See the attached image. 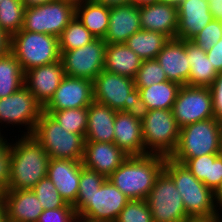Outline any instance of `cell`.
I'll return each instance as SVG.
<instances>
[{"instance_id":"32","label":"cell","mask_w":222,"mask_h":222,"mask_svg":"<svg viewBox=\"0 0 222 222\" xmlns=\"http://www.w3.org/2000/svg\"><path fill=\"white\" fill-rule=\"evenodd\" d=\"M25 73L16 57L9 52L0 58V99L24 86Z\"/></svg>"},{"instance_id":"40","label":"cell","mask_w":222,"mask_h":222,"mask_svg":"<svg viewBox=\"0 0 222 222\" xmlns=\"http://www.w3.org/2000/svg\"><path fill=\"white\" fill-rule=\"evenodd\" d=\"M0 133V191L8 189L10 181L11 137Z\"/></svg>"},{"instance_id":"11","label":"cell","mask_w":222,"mask_h":222,"mask_svg":"<svg viewBox=\"0 0 222 222\" xmlns=\"http://www.w3.org/2000/svg\"><path fill=\"white\" fill-rule=\"evenodd\" d=\"M75 15L76 6L62 0L27 7L21 30L50 34L58 38Z\"/></svg>"},{"instance_id":"50","label":"cell","mask_w":222,"mask_h":222,"mask_svg":"<svg viewBox=\"0 0 222 222\" xmlns=\"http://www.w3.org/2000/svg\"><path fill=\"white\" fill-rule=\"evenodd\" d=\"M21 1L24 4L25 8H27V7L47 4V3L52 2L54 0H21Z\"/></svg>"},{"instance_id":"16","label":"cell","mask_w":222,"mask_h":222,"mask_svg":"<svg viewBox=\"0 0 222 222\" xmlns=\"http://www.w3.org/2000/svg\"><path fill=\"white\" fill-rule=\"evenodd\" d=\"M65 76L63 63L59 60L26 71L24 85L44 107L53 97Z\"/></svg>"},{"instance_id":"3","label":"cell","mask_w":222,"mask_h":222,"mask_svg":"<svg viewBox=\"0 0 222 222\" xmlns=\"http://www.w3.org/2000/svg\"><path fill=\"white\" fill-rule=\"evenodd\" d=\"M165 156H128L108 179L130 200H146L164 170Z\"/></svg>"},{"instance_id":"36","label":"cell","mask_w":222,"mask_h":222,"mask_svg":"<svg viewBox=\"0 0 222 222\" xmlns=\"http://www.w3.org/2000/svg\"><path fill=\"white\" fill-rule=\"evenodd\" d=\"M32 190L36 194L44 210L58 209L67 205L48 177L41 179Z\"/></svg>"},{"instance_id":"49","label":"cell","mask_w":222,"mask_h":222,"mask_svg":"<svg viewBox=\"0 0 222 222\" xmlns=\"http://www.w3.org/2000/svg\"><path fill=\"white\" fill-rule=\"evenodd\" d=\"M214 199L219 211L222 213V182L214 191Z\"/></svg>"},{"instance_id":"26","label":"cell","mask_w":222,"mask_h":222,"mask_svg":"<svg viewBox=\"0 0 222 222\" xmlns=\"http://www.w3.org/2000/svg\"><path fill=\"white\" fill-rule=\"evenodd\" d=\"M171 159L184 164L198 180L213 191H215L222 182V156L220 154Z\"/></svg>"},{"instance_id":"22","label":"cell","mask_w":222,"mask_h":222,"mask_svg":"<svg viewBox=\"0 0 222 222\" xmlns=\"http://www.w3.org/2000/svg\"><path fill=\"white\" fill-rule=\"evenodd\" d=\"M156 60L161 65L169 81L188 85L190 65L187 59L185 40L169 39L158 53Z\"/></svg>"},{"instance_id":"53","label":"cell","mask_w":222,"mask_h":222,"mask_svg":"<svg viewBox=\"0 0 222 222\" xmlns=\"http://www.w3.org/2000/svg\"><path fill=\"white\" fill-rule=\"evenodd\" d=\"M183 0H160L162 3L171 4L174 6H178Z\"/></svg>"},{"instance_id":"5","label":"cell","mask_w":222,"mask_h":222,"mask_svg":"<svg viewBox=\"0 0 222 222\" xmlns=\"http://www.w3.org/2000/svg\"><path fill=\"white\" fill-rule=\"evenodd\" d=\"M129 201L107 178L92 195H78L73 207L79 222H116Z\"/></svg>"},{"instance_id":"7","label":"cell","mask_w":222,"mask_h":222,"mask_svg":"<svg viewBox=\"0 0 222 222\" xmlns=\"http://www.w3.org/2000/svg\"><path fill=\"white\" fill-rule=\"evenodd\" d=\"M222 135L221 120L209 118L180 128L175 151L169 158H194L220 154Z\"/></svg>"},{"instance_id":"56","label":"cell","mask_w":222,"mask_h":222,"mask_svg":"<svg viewBox=\"0 0 222 222\" xmlns=\"http://www.w3.org/2000/svg\"><path fill=\"white\" fill-rule=\"evenodd\" d=\"M220 155L222 156V135H221V144H220Z\"/></svg>"},{"instance_id":"24","label":"cell","mask_w":222,"mask_h":222,"mask_svg":"<svg viewBox=\"0 0 222 222\" xmlns=\"http://www.w3.org/2000/svg\"><path fill=\"white\" fill-rule=\"evenodd\" d=\"M140 23L143 30L155 31L174 39L178 27L177 6L162 2L140 5Z\"/></svg>"},{"instance_id":"1","label":"cell","mask_w":222,"mask_h":222,"mask_svg":"<svg viewBox=\"0 0 222 222\" xmlns=\"http://www.w3.org/2000/svg\"><path fill=\"white\" fill-rule=\"evenodd\" d=\"M17 136L11 139L10 181L6 190H32L47 177L50 157L32 135Z\"/></svg>"},{"instance_id":"38","label":"cell","mask_w":222,"mask_h":222,"mask_svg":"<svg viewBox=\"0 0 222 222\" xmlns=\"http://www.w3.org/2000/svg\"><path fill=\"white\" fill-rule=\"evenodd\" d=\"M116 222H153L146 200H130L121 210Z\"/></svg>"},{"instance_id":"30","label":"cell","mask_w":222,"mask_h":222,"mask_svg":"<svg viewBox=\"0 0 222 222\" xmlns=\"http://www.w3.org/2000/svg\"><path fill=\"white\" fill-rule=\"evenodd\" d=\"M136 88L149 110L172 109L181 85L167 80L149 87Z\"/></svg>"},{"instance_id":"27","label":"cell","mask_w":222,"mask_h":222,"mask_svg":"<svg viewBox=\"0 0 222 222\" xmlns=\"http://www.w3.org/2000/svg\"><path fill=\"white\" fill-rule=\"evenodd\" d=\"M142 61L125 43H106L104 70L107 72L134 79Z\"/></svg>"},{"instance_id":"47","label":"cell","mask_w":222,"mask_h":222,"mask_svg":"<svg viewBox=\"0 0 222 222\" xmlns=\"http://www.w3.org/2000/svg\"><path fill=\"white\" fill-rule=\"evenodd\" d=\"M213 19L222 22V0H208Z\"/></svg>"},{"instance_id":"46","label":"cell","mask_w":222,"mask_h":222,"mask_svg":"<svg viewBox=\"0 0 222 222\" xmlns=\"http://www.w3.org/2000/svg\"><path fill=\"white\" fill-rule=\"evenodd\" d=\"M11 49V35L0 27V58L7 55Z\"/></svg>"},{"instance_id":"37","label":"cell","mask_w":222,"mask_h":222,"mask_svg":"<svg viewBox=\"0 0 222 222\" xmlns=\"http://www.w3.org/2000/svg\"><path fill=\"white\" fill-rule=\"evenodd\" d=\"M164 70L156 59L143 60L134 78L136 87H149L167 81Z\"/></svg>"},{"instance_id":"20","label":"cell","mask_w":222,"mask_h":222,"mask_svg":"<svg viewBox=\"0 0 222 222\" xmlns=\"http://www.w3.org/2000/svg\"><path fill=\"white\" fill-rule=\"evenodd\" d=\"M108 30L104 41L108 44L125 43L141 30L140 5L127 4L110 8Z\"/></svg>"},{"instance_id":"54","label":"cell","mask_w":222,"mask_h":222,"mask_svg":"<svg viewBox=\"0 0 222 222\" xmlns=\"http://www.w3.org/2000/svg\"><path fill=\"white\" fill-rule=\"evenodd\" d=\"M62 1L72 3L73 5L76 6V5L82 4V3L89 1V0H62Z\"/></svg>"},{"instance_id":"19","label":"cell","mask_w":222,"mask_h":222,"mask_svg":"<svg viewBox=\"0 0 222 222\" xmlns=\"http://www.w3.org/2000/svg\"><path fill=\"white\" fill-rule=\"evenodd\" d=\"M1 201L9 222H37L44 211L33 190H4Z\"/></svg>"},{"instance_id":"10","label":"cell","mask_w":222,"mask_h":222,"mask_svg":"<svg viewBox=\"0 0 222 222\" xmlns=\"http://www.w3.org/2000/svg\"><path fill=\"white\" fill-rule=\"evenodd\" d=\"M153 222H194L187 214L173 179L163 170L146 198Z\"/></svg>"},{"instance_id":"52","label":"cell","mask_w":222,"mask_h":222,"mask_svg":"<svg viewBox=\"0 0 222 222\" xmlns=\"http://www.w3.org/2000/svg\"><path fill=\"white\" fill-rule=\"evenodd\" d=\"M0 222H9L6 215L4 203L1 200H0Z\"/></svg>"},{"instance_id":"25","label":"cell","mask_w":222,"mask_h":222,"mask_svg":"<svg viewBox=\"0 0 222 222\" xmlns=\"http://www.w3.org/2000/svg\"><path fill=\"white\" fill-rule=\"evenodd\" d=\"M116 110L93 101L87 107L88 119L85 141L114 143Z\"/></svg>"},{"instance_id":"45","label":"cell","mask_w":222,"mask_h":222,"mask_svg":"<svg viewBox=\"0 0 222 222\" xmlns=\"http://www.w3.org/2000/svg\"><path fill=\"white\" fill-rule=\"evenodd\" d=\"M206 55L217 72L222 71V38L214 45Z\"/></svg>"},{"instance_id":"6","label":"cell","mask_w":222,"mask_h":222,"mask_svg":"<svg viewBox=\"0 0 222 222\" xmlns=\"http://www.w3.org/2000/svg\"><path fill=\"white\" fill-rule=\"evenodd\" d=\"M10 52L18 60L23 72L57 62L60 60L58 38L43 34L20 30L11 36Z\"/></svg>"},{"instance_id":"28","label":"cell","mask_w":222,"mask_h":222,"mask_svg":"<svg viewBox=\"0 0 222 222\" xmlns=\"http://www.w3.org/2000/svg\"><path fill=\"white\" fill-rule=\"evenodd\" d=\"M185 48L190 65L188 85L210 87L218 72L208 59L206 52L191 40H185Z\"/></svg>"},{"instance_id":"23","label":"cell","mask_w":222,"mask_h":222,"mask_svg":"<svg viewBox=\"0 0 222 222\" xmlns=\"http://www.w3.org/2000/svg\"><path fill=\"white\" fill-rule=\"evenodd\" d=\"M114 143L128 156L145 155L142 121L117 111L114 120Z\"/></svg>"},{"instance_id":"9","label":"cell","mask_w":222,"mask_h":222,"mask_svg":"<svg viewBox=\"0 0 222 222\" xmlns=\"http://www.w3.org/2000/svg\"><path fill=\"white\" fill-rule=\"evenodd\" d=\"M180 134L172 109L149 110L142 120V137L145 155L170 157L175 151Z\"/></svg>"},{"instance_id":"31","label":"cell","mask_w":222,"mask_h":222,"mask_svg":"<svg viewBox=\"0 0 222 222\" xmlns=\"http://www.w3.org/2000/svg\"><path fill=\"white\" fill-rule=\"evenodd\" d=\"M169 38L161 33L149 30H139L130 36L125 44L142 60L156 59Z\"/></svg>"},{"instance_id":"35","label":"cell","mask_w":222,"mask_h":222,"mask_svg":"<svg viewBox=\"0 0 222 222\" xmlns=\"http://www.w3.org/2000/svg\"><path fill=\"white\" fill-rule=\"evenodd\" d=\"M68 132L81 134L85 138L87 128V107L52 111L49 114Z\"/></svg>"},{"instance_id":"43","label":"cell","mask_w":222,"mask_h":222,"mask_svg":"<svg viewBox=\"0 0 222 222\" xmlns=\"http://www.w3.org/2000/svg\"><path fill=\"white\" fill-rule=\"evenodd\" d=\"M212 96L213 113L216 119L222 120V71L209 87Z\"/></svg>"},{"instance_id":"14","label":"cell","mask_w":222,"mask_h":222,"mask_svg":"<svg viewBox=\"0 0 222 222\" xmlns=\"http://www.w3.org/2000/svg\"><path fill=\"white\" fill-rule=\"evenodd\" d=\"M134 79L102 70L93 80V100L126 112L133 102Z\"/></svg>"},{"instance_id":"55","label":"cell","mask_w":222,"mask_h":222,"mask_svg":"<svg viewBox=\"0 0 222 222\" xmlns=\"http://www.w3.org/2000/svg\"><path fill=\"white\" fill-rule=\"evenodd\" d=\"M210 222H222V216L218 219H215V220H211Z\"/></svg>"},{"instance_id":"44","label":"cell","mask_w":222,"mask_h":222,"mask_svg":"<svg viewBox=\"0 0 222 222\" xmlns=\"http://www.w3.org/2000/svg\"><path fill=\"white\" fill-rule=\"evenodd\" d=\"M148 112L149 109L146 103L140 97L138 89L135 88L133 90V102L131 103V107L126 111V113L142 121L146 117Z\"/></svg>"},{"instance_id":"33","label":"cell","mask_w":222,"mask_h":222,"mask_svg":"<svg viewBox=\"0 0 222 222\" xmlns=\"http://www.w3.org/2000/svg\"><path fill=\"white\" fill-rule=\"evenodd\" d=\"M94 39L95 37L75 15L58 37L59 50L60 52H65L83 47Z\"/></svg>"},{"instance_id":"12","label":"cell","mask_w":222,"mask_h":222,"mask_svg":"<svg viewBox=\"0 0 222 222\" xmlns=\"http://www.w3.org/2000/svg\"><path fill=\"white\" fill-rule=\"evenodd\" d=\"M105 51L104 39L95 38L83 47L60 52L65 75L93 81L104 70Z\"/></svg>"},{"instance_id":"42","label":"cell","mask_w":222,"mask_h":222,"mask_svg":"<svg viewBox=\"0 0 222 222\" xmlns=\"http://www.w3.org/2000/svg\"><path fill=\"white\" fill-rule=\"evenodd\" d=\"M37 222H79L74 207L70 204L58 209H45Z\"/></svg>"},{"instance_id":"39","label":"cell","mask_w":222,"mask_h":222,"mask_svg":"<svg viewBox=\"0 0 222 222\" xmlns=\"http://www.w3.org/2000/svg\"><path fill=\"white\" fill-rule=\"evenodd\" d=\"M222 38V22L212 19L191 41L205 52L209 51Z\"/></svg>"},{"instance_id":"17","label":"cell","mask_w":222,"mask_h":222,"mask_svg":"<svg viewBox=\"0 0 222 222\" xmlns=\"http://www.w3.org/2000/svg\"><path fill=\"white\" fill-rule=\"evenodd\" d=\"M82 161L50 158L47 177L67 204L74 205L78 196Z\"/></svg>"},{"instance_id":"41","label":"cell","mask_w":222,"mask_h":222,"mask_svg":"<svg viewBox=\"0 0 222 222\" xmlns=\"http://www.w3.org/2000/svg\"><path fill=\"white\" fill-rule=\"evenodd\" d=\"M106 179L104 175L82 165L78 195H92L99 190Z\"/></svg>"},{"instance_id":"29","label":"cell","mask_w":222,"mask_h":222,"mask_svg":"<svg viewBox=\"0 0 222 222\" xmlns=\"http://www.w3.org/2000/svg\"><path fill=\"white\" fill-rule=\"evenodd\" d=\"M109 15L110 8L102 4L86 1L76 5V16L95 38H105Z\"/></svg>"},{"instance_id":"34","label":"cell","mask_w":222,"mask_h":222,"mask_svg":"<svg viewBox=\"0 0 222 222\" xmlns=\"http://www.w3.org/2000/svg\"><path fill=\"white\" fill-rule=\"evenodd\" d=\"M25 6L21 0L0 2V27L9 35L18 33L23 26Z\"/></svg>"},{"instance_id":"2","label":"cell","mask_w":222,"mask_h":222,"mask_svg":"<svg viewBox=\"0 0 222 222\" xmlns=\"http://www.w3.org/2000/svg\"><path fill=\"white\" fill-rule=\"evenodd\" d=\"M164 171L173 179L186 214L194 222H207L222 216L215 203L214 191L198 180L184 164L166 157Z\"/></svg>"},{"instance_id":"48","label":"cell","mask_w":222,"mask_h":222,"mask_svg":"<svg viewBox=\"0 0 222 222\" xmlns=\"http://www.w3.org/2000/svg\"><path fill=\"white\" fill-rule=\"evenodd\" d=\"M98 4L107 6L108 8L116 7L119 5L132 4L133 0H89Z\"/></svg>"},{"instance_id":"8","label":"cell","mask_w":222,"mask_h":222,"mask_svg":"<svg viewBox=\"0 0 222 222\" xmlns=\"http://www.w3.org/2000/svg\"><path fill=\"white\" fill-rule=\"evenodd\" d=\"M42 112L43 106L24 85L12 95L0 99V133H7L9 126L15 133L13 128H18L20 136L31 135Z\"/></svg>"},{"instance_id":"21","label":"cell","mask_w":222,"mask_h":222,"mask_svg":"<svg viewBox=\"0 0 222 222\" xmlns=\"http://www.w3.org/2000/svg\"><path fill=\"white\" fill-rule=\"evenodd\" d=\"M177 12L176 38L181 40H191L213 19L208 0H183Z\"/></svg>"},{"instance_id":"13","label":"cell","mask_w":222,"mask_h":222,"mask_svg":"<svg viewBox=\"0 0 222 222\" xmlns=\"http://www.w3.org/2000/svg\"><path fill=\"white\" fill-rule=\"evenodd\" d=\"M177 125H185L214 118L209 87L183 85L172 107Z\"/></svg>"},{"instance_id":"4","label":"cell","mask_w":222,"mask_h":222,"mask_svg":"<svg viewBox=\"0 0 222 222\" xmlns=\"http://www.w3.org/2000/svg\"><path fill=\"white\" fill-rule=\"evenodd\" d=\"M31 135L50 158L78 161L83 159L85 138L81 134L66 131L44 111Z\"/></svg>"},{"instance_id":"15","label":"cell","mask_w":222,"mask_h":222,"mask_svg":"<svg viewBox=\"0 0 222 222\" xmlns=\"http://www.w3.org/2000/svg\"><path fill=\"white\" fill-rule=\"evenodd\" d=\"M93 101V81L65 76L43 111L50 114L52 111L83 108Z\"/></svg>"},{"instance_id":"51","label":"cell","mask_w":222,"mask_h":222,"mask_svg":"<svg viewBox=\"0 0 222 222\" xmlns=\"http://www.w3.org/2000/svg\"><path fill=\"white\" fill-rule=\"evenodd\" d=\"M158 2H160V0H133L134 5H143V6L152 5Z\"/></svg>"},{"instance_id":"18","label":"cell","mask_w":222,"mask_h":222,"mask_svg":"<svg viewBox=\"0 0 222 222\" xmlns=\"http://www.w3.org/2000/svg\"><path fill=\"white\" fill-rule=\"evenodd\" d=\"M127 157L115 143L85 141L82 165L108 178Z\"/></svg>"}]
</instances>
